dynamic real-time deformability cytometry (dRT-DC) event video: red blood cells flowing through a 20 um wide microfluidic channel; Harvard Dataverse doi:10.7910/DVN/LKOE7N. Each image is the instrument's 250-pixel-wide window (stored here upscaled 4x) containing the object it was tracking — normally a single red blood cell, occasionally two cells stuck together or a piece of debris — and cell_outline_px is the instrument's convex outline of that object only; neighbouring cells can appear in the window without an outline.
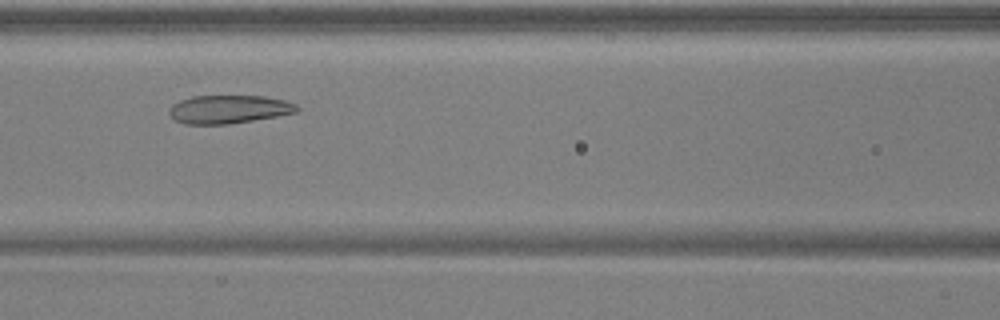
{"species": "common noctule bat (a hibernating species)", "species_latin": "Nyctalus noctula", "temperature_condition": "warm", "stored_images_in_passage": 43, "camera_frame_rate_fps": 3000, "um_per_image_px": 0.085, "animal": {"sex": "male", "body_mass_g": 17.9, "forearm_length_mm": 54.2}, "frame": {"image": 1, "passage_image": 14, "time_ms": 4.333, "image_size_px": [1000, 320], "cell_outline_px": [[300, 108], [296, 112], [276, 116], [228, 124], [184, 124], [176, 120], [168, 112], [168, 108], [172, 104], [180, 100], [192, 96], [264, 96], [284, 100], [296, 104]], "centroid_in_image_um": [19.42, 9.28], "position_along_channel_um": 147.2, "area_um2": 20.98}}
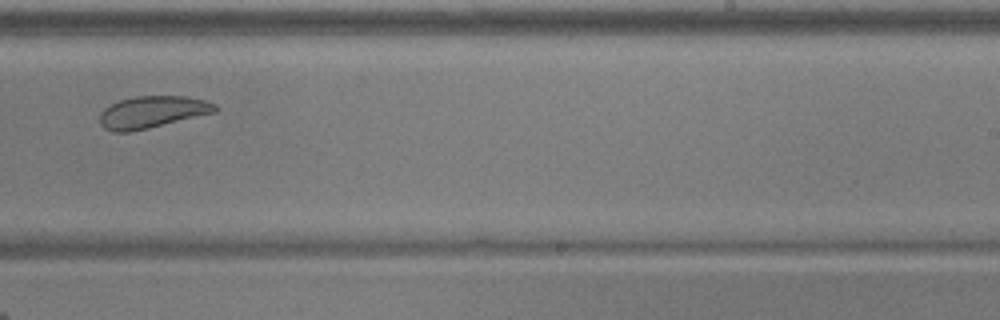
{"frame": {"image": 2, "passage_image": 24, "time_ms": 7.667, "image_size_px": [1000, 320], "cell_outline_px": [[220, 108], [216, 112], [148, 128], [128, 132], [112, 132], [104, 128], [100, 124], [100, 116], [104, 108], [120, 100], [136, 96], [184, 96], [204, 100], [216, 104]], "centroid_in_image_um": [12.95, 9.52], "position_along_channel_um": 276.0, "area_um2": 21.39}}
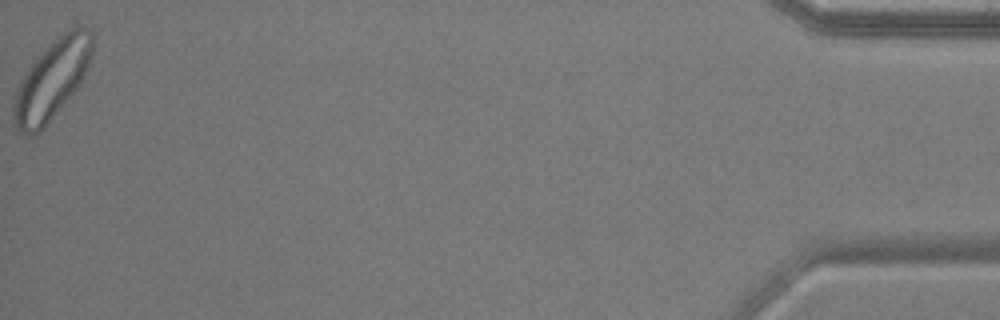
{"frame": {"image": 3, "passage_image": 43, "time_ms": 14.0, "image_size_px": [1000, 320], "cell_outline_px": [[92, 56], [84, 76], [76, 88], [48, 124], [44, 128], [32, 136], [28, 136], [20, 132], [12, 124], [12, 104], [16, 92], [24, 76], [32, 64], [68, 28], [84, 28], [92, 32]], "centroid_in_image_um": [4.39, 6.87], "position_along_channel_um": 430.8, "area_um2": 35.49}, "authors_computed_cell_mechanics": {"area_um2": 24.9118, "velocity_mm_per_s": 3.8776, "shape_relaxation_time_tau1_ms": null, "shape_relaxation_time_tau2_ms": 1.7269, "deformation_change_tau1": null, "deformation_change_tau2": 0.0822}}